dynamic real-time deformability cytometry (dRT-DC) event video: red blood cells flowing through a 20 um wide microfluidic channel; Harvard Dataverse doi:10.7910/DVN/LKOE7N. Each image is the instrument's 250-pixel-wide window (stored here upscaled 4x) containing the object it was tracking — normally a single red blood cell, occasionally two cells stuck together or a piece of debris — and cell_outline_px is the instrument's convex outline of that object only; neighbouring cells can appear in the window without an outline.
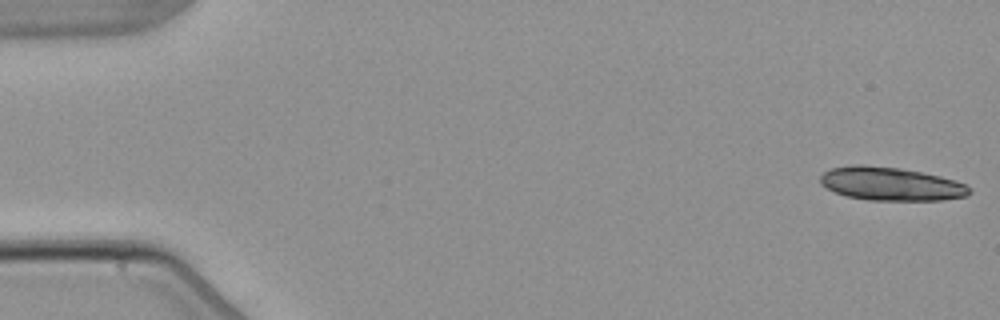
{"species": "common noctule bat (a hibernating species)", "species_latin": "Nyctalus noctula", "temperature_condition": "warm", "stored_images_in_passage": 4, "camera_frame_rate_fps": 3000, "um_per_image_px": 0.085, "animal": {"sex": "male", "body_mass_g": 21.5, "forearm_length_mm": 52.0}, "frame": {"image": 1, "passage_image": 1, "time_ms": 0.0, "image_size_px": [1000, 320], "cell_outline_px": [[972, 192], [964, 196], [940, 200], [868, 200], [844, 196], [820, 184], [820, 176], [824, 172], [832, 168], [856, 164], [864, 164], [900, 168], [940, 176], [956, 180], [964, 184]], "centroid_in_image_um": [75.68, 15.62], "position_along_channel_um": 9.3, "area_um2": 28.9}}